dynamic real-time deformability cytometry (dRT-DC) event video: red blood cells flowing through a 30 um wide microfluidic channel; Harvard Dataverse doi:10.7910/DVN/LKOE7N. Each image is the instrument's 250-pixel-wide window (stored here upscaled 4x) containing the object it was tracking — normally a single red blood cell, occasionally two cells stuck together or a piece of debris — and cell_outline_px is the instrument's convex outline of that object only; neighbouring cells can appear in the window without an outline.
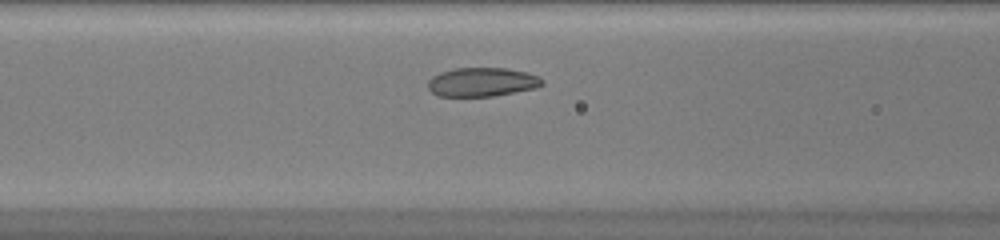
{"species": "common noctule bat (a hibernating species)", "species_latin": "Nyctalus noctula", "temperature_condition": "warm", "stored_images_in_passage": 31, "camera_frame_rate_fps": 3000, "um_per_image_px": 0.085, "animal": {"sex": "female", "body_mass_g": 20.0, "forearm_length_mm": 54.0}, "frame": {"image": 1, "passage_image": 9, "time_ms": 2.667, "image_size_px": [1000, 240], "cell_outline_px": [[544, 84], [536, 88], [492, 96], [436, 96], [428, 88], [428, 80], [432, 76], [440, 72], [456, 68], [508, 68], [528, 72], [540, 76], [544, 80]], "centroid_in_image_um": [40.99, 6.97], "position_along_channel_um": 125.6, "area_um2": 19.42}}
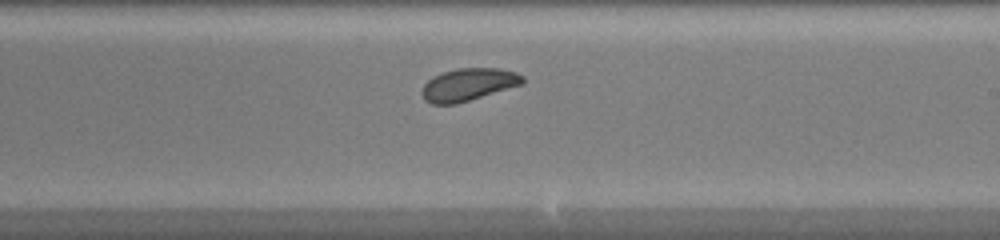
{"frame": {"image": 2, "passage_image": 18, "time_ms": 5.667, "image_size_px": [1000, 240], "cell_outline_px": [[524, 84], [456, 104], [432, 104], [424, 100], [420, 92], [424, 84], [432, 76], [444, 72], [460, 68], [500, 68], [516, 72], [524, 76]], "centroid_in_image_um": [39.81, 7.19], "position_along_channel_um": 249.2, "area_um2": 19.19}}
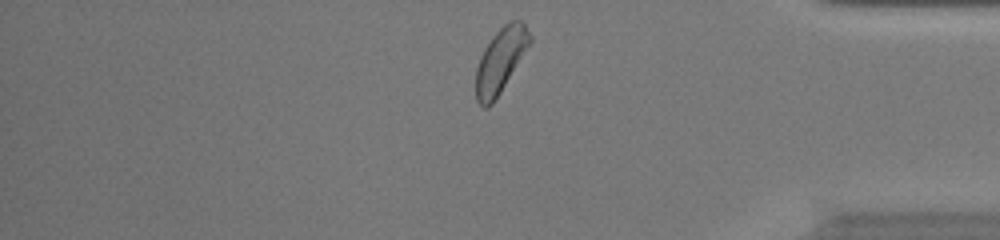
{"frame": {"image": 3, "passage_image": 30, "time_ms": 9.667, "image_size_px": [1000, 240], "cell_outline_px": [[532, 40], [500, 92], [492, 104], [488, 108], [484, 108], [476, 100], [476, 68], [480, 56], [484, 48], [492, 36], [508, 20], [520, 20], [524, 24], [532, 36]], "centroid_in_image_um": [42.53, 5.12], "position_along_channel_um": 392.7, "area_um2": 20.06}, "authors_computed_cell_mechanics": {"area_um2": 19.4208, "velocity_mm_per_s": 4.1242, "shape_relaxation_time_tau1_ms": 2.4248, "shape_relaxation_time_tau2_ms": null, "deformation_change_tau1": 0.0834, "deformation_change_tau2": null}}